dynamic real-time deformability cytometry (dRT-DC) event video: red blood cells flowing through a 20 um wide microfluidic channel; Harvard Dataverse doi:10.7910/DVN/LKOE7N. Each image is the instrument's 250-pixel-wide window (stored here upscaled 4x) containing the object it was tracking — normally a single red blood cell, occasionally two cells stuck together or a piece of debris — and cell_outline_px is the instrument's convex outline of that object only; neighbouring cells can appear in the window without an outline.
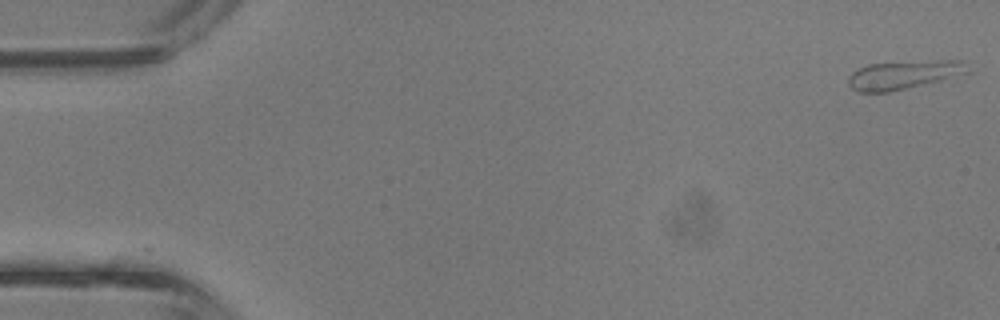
{"species": "common noctule bat (a hibernating species)", "species_latin": "Nyctalus noctula", "temperature_condition": "room temperature", "stored_images_in_passage": 4, "camera_frame_rate_fps": 3000, "um_per_image_px": 0.085, "animal": {"sex": "male", "body_mass_g": 13.3}, "frame": {"image": 1, "passage_image": 1, "time_ms": 0.0, "image_size_px": [1000, 320], "cell_outline_px": [[968, 72], [940, 80], [888, 92], [860, 92], [852, 88], [848, 84], [848, 76], [852, 72], [868, 64], [944, 60], [964, 60]], "centroid_in_image_um": [76.77, 6.36], "position_along_channel_um": 8.2, "area_um2": 19.36}}
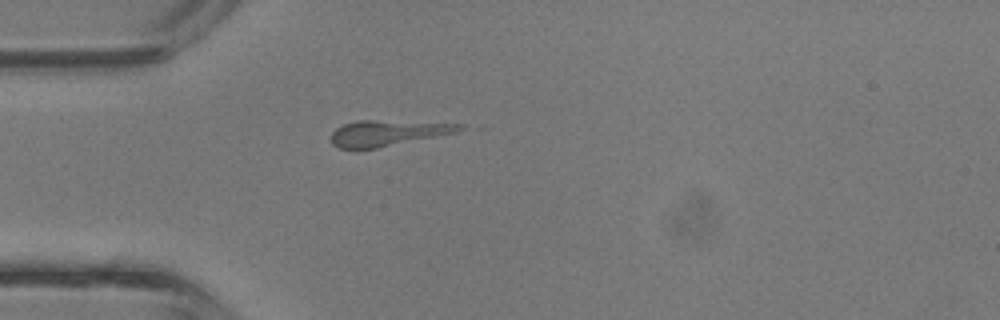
{"frame": {"image": 2, "passage_image": 4, "time_ms": 1.0, "image_size_px": [1000, 320], "cell_outline_px": [[464, 128], [456, 132], [356, 152], [340, 148], [332, 144], [332, 132], [336, 128], [344, 124], [356, 120], [372, 120], [464, 124]], "centroid_in_image_um": [32.85, 11.33], "position_along_channel_um": 52.2, "area_um2": 19.31}}